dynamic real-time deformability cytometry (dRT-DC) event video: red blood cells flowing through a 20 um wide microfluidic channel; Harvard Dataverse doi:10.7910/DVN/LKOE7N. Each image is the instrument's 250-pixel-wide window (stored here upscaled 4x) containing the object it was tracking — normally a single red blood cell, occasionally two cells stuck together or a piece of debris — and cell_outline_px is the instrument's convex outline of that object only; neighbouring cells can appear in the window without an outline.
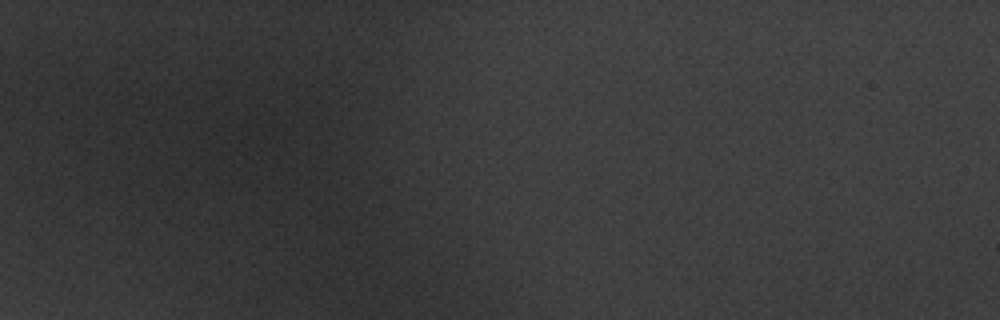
{"species": "common noctule bat (a hibernating species)", "species_latin": "Nyctalus noctula", "temperature_condition": "warm", "stored_images_in_passage": 2, "segment_of_instrument_passage": [1, 2], "camera_frame_rate_fps": 3000, "um_per_image_px": 0.085, "animal": {"sex": "male", "body_mass_g": 20.1, "forearm_length_mm": 53.5}, "frame": {"image": 1, "passage_image": 1, "time_ms": 0.0, "image_size_px": [1000, 320], "cell_outline_px": [[308, 148], [284, 160], [280, 160], [256, 152], [240, 140], [240, 128], [272, 124], [280, 124], [308, 128]], "centroid_in_image_um": [23.45, 11.89], "position_along_channel_um": 61.6, "area_um2": 13.47}}